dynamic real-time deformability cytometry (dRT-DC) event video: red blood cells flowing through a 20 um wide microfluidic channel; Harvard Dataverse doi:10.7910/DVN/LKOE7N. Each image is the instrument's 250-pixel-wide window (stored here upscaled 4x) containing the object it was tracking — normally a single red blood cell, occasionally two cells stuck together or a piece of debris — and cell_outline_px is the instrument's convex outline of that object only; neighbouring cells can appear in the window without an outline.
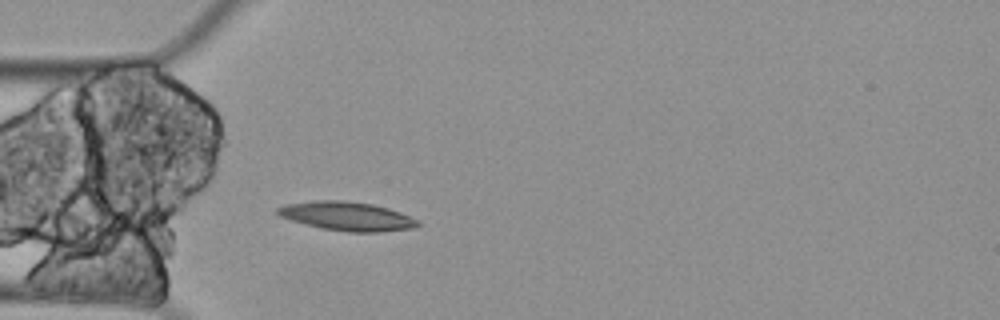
{"species": "Egyptian fruit bat (a non-hibernating species)", "species_latin": "Rousettus aegyptiacus", "temperature_condition": "cold", "stored_images_in_passage": 5, "camera_frame_rate_fps": 3000, "um_per_image_px": 0.085, "animal": {"sex": "female"}, "frame": {"image": 1, "passage_image": 5, "time_ms": 1.333, "image_size_px": [1000, 320], "cell_outline_px": [[420, 224], [412, 228], [380, 232], [348, 232], [324, 228], [292, 220], [280, 216], [276, 212], [276, 208], [288, 204], [316, 200], [344, 200], [372, 204], [388, 208], [400, 212], [416, 220]], "centroid_in_image_um": [29.5, 18.37], "position_along_channel_um": 55.5, "area_um2": 23.18}}